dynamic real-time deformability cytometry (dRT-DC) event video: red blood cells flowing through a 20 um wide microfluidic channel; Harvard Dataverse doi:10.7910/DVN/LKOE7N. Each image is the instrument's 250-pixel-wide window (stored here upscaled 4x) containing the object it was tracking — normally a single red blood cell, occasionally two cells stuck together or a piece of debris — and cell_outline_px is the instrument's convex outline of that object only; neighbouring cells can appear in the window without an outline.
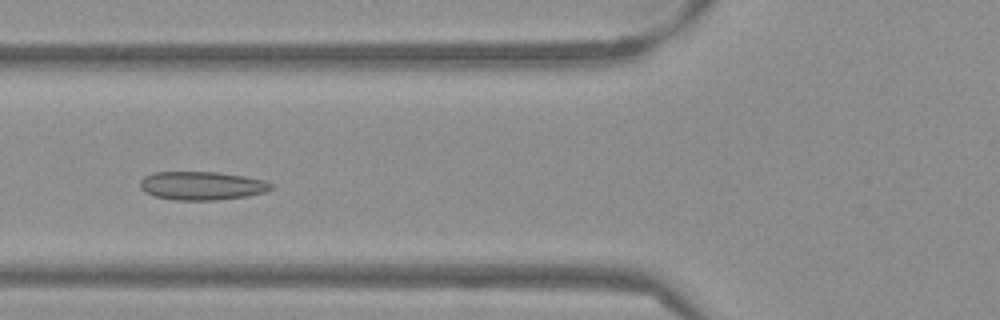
{"species": "Egyptian fruit bat (a non-hibernating species)", "species_latin": "Rousettus aegyptiacus", "temperature_condition": "warm", "stored_images_in_passage": 47, "camera_frame_rate_fps": 3000, "um_per_image_px": 0.085, "frame": {"image": 1, "passage_image": 14, "time_ms": 4.333, "image_size_px": [1000, 320], "cell_outline_px": [[272, 188], [268, 192], [248, 196], [216, 200], [176, 200], [156, 196], [144, 192], [140, 188], [140, 180], [144, 176], [152, 172], [220, 172], [244, 176], [264, 180], [272, 184]], "centroid_in_image_um": [17.16, 15.78], "position_along_channel_um": 108.6, "area_um2": 21.91}}
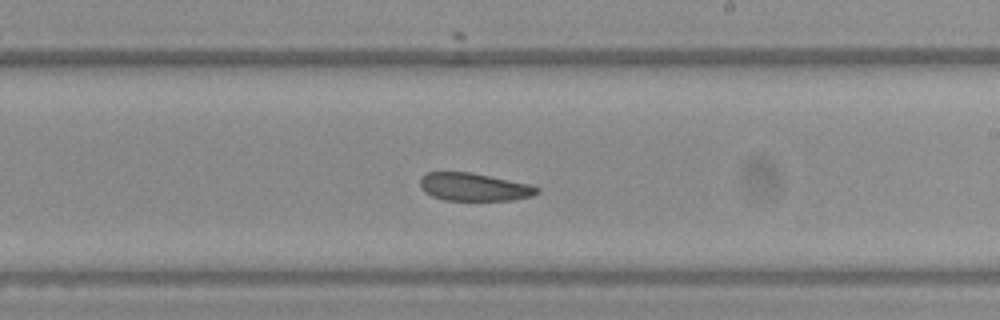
{"frame": {"image": 2, "passage_image": 25, "time_ms": 8.0, "image_size_px": [1000, 320], "cell_outline_px": [[540, 192], [532, 196], [512, 200], [444, 200], [432, 196], [424, 192], [420, 184], [420, 176], [424, 172], [472, 172], [528, 184], [540, 188]], "centroid_in_image_um": [40.26, 15.89], "position_along_channel_um": 248.7, "area_um2": 19.07}}
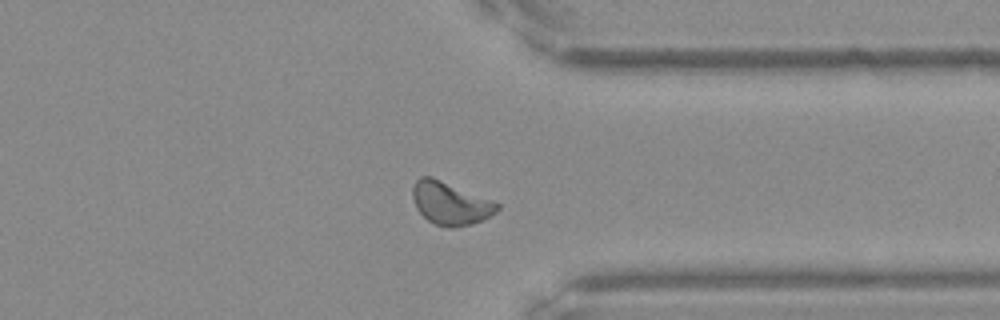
{"frame": {"image": 3, "passage_image": 35, "time_ms": 11.333, "image_size_px": [1000, 320], "cell_outline_px": [[500, 208], [496, 212], [472, 224], [452, 228], [448, 228], [436, 224], [428, 220], [416, 208], [412, 196], [412, 188], [416, 180], [420, 176], [432, 176], [500, 204]], "centroid_in_image_um": [38.24, 17.27], "position_along_channel_um": 373.2, "area_um2": 20.87}, "authors_computed_cell_mechanics": {"area_um2": 20.7502, "velocity_mm_per_s": 3.8153, "shape_relaxation_time_tau1_ms": null, "shape_relaxation_time_tau2_ms": 8.607, "deformation_change_tau1": null, "deformation_change_tau2": 0.1009}}